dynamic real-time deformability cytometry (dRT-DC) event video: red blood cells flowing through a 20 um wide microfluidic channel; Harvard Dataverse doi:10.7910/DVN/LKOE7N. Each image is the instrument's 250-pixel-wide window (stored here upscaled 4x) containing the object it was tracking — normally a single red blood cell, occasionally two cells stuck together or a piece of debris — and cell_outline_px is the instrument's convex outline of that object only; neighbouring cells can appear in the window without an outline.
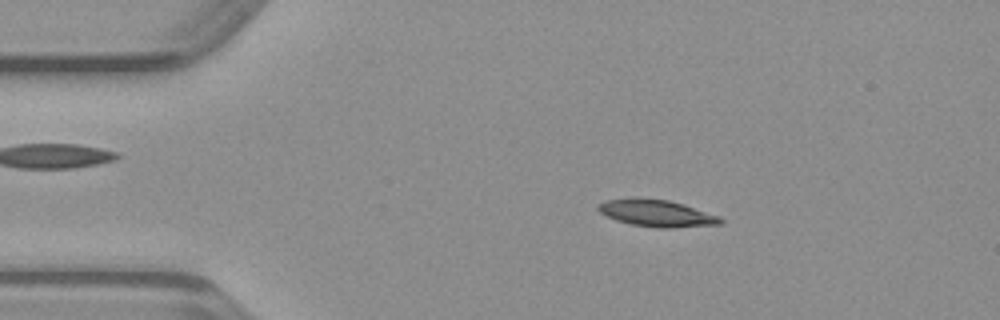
{"species": "common noctule bat (a hibernating species)", "species_latin": "Nyctalus noctula", "temperature_condition": "warm", "stored_images_in_passage": 48, "camera_frame_rate_fps": 3000, "um_per_image_px": 0.085, "animal": {"sex": "male", "body_mass_g": 23.1, "forearm_length_mm": 52.7}, "frame": {"image": 1, "passage_image": 8, "time_ms": 2.333, "image_size_px": [1000, 320], "cell_outline_px": [[724, 224], [672, 228], [656, 228], [632, 224], [616, 220], [600, 212], [596, 208], [596, 204], [604, 200], [632, 196], [668, 200], [684, 204], [720, 216], [724, 220]], "centroid_in_image_um": [55.8, 18.1], "position_along_channel_um": 29.2, "area_um2": 19.65}}
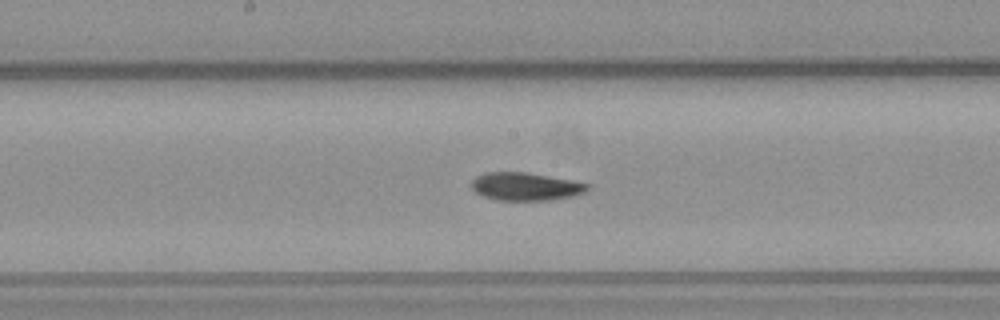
{"frame": {"image": 2, "passage_image": 24, "time_ms": 7.667, "image_size_px": [1000, 320], "cell_outline_px": [[588, 188], [584, 192], [576, 196], [552, 200], [496, 200], [484, 196], [476, 192], [472, 188], [472, 180], [476, 176], [484, 172], [524, 172], [572, 180], [588, 184]], "centroid_in_image_um": [44.67, 15.86], "position_along_channel_um": 203.5, "area_um2": 18.84}}
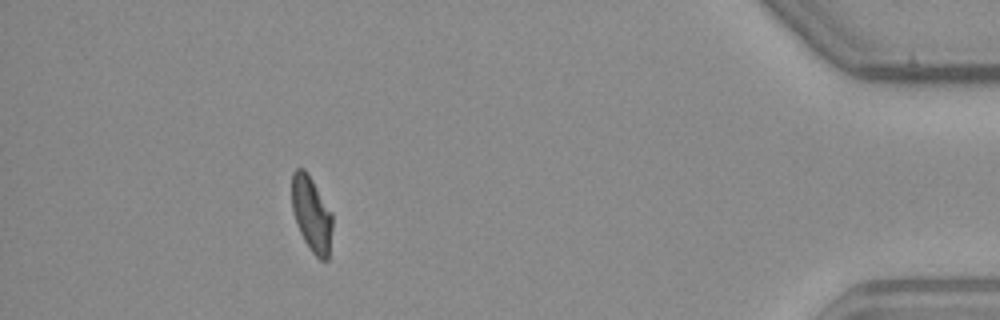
{"frame": {"image": 3, "passage_image": 43, "time_ms": 14.0, "image_size_px": [1000, 320], "cell_outline_px": [[332, 228], [328, 260], [320, 260], [312, 252], [304, 240], [296, 224], [292, 208], [292, 172], [296, 168], [304, 168], [308, 172], [332, 212]], "centroid_in_image_um": [26.48, 18.17], "position_along_channel_um": 408.7, "area_um2": 17.92}}